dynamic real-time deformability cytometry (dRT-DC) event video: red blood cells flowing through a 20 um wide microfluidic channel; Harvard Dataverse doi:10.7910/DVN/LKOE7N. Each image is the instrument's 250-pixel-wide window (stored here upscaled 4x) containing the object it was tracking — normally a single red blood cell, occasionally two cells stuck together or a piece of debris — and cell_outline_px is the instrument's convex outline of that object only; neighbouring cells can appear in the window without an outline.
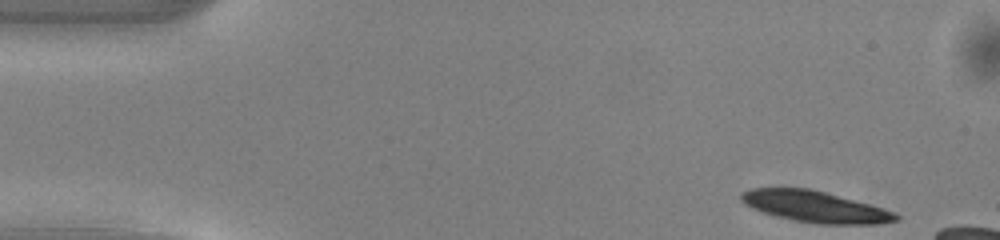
{"species": "common noctule bat (a hibernating species)", "species_latin": "Nyctalus noctula", "temperature_condition": "warm", "stored_images_in_passage": 10, "camera_frame_rate_fps": 3000, "um_per_image_px": 0.085, "animal": {"sex": "male", "body_mass_g": 13.0, "forearm_length_mm": 53.1}, "frame": {"image": 1, "passage_image": 1, "time_ms": 0.0, "image_size_px": [1000, 240], "cell_outline_px": [[900, 220], [876, 224], [820, 224], [792, 220], [776, 216], [752, 208], [744, 204], [740, 200], [740, 192], [748, 188], [808, 188], [824, 192], [884, 208], [900, 216]], "centroid_in_image_um": [69.24, 17.57], "position_along_channel_um": 15.8, "area_um2": 28.09}}